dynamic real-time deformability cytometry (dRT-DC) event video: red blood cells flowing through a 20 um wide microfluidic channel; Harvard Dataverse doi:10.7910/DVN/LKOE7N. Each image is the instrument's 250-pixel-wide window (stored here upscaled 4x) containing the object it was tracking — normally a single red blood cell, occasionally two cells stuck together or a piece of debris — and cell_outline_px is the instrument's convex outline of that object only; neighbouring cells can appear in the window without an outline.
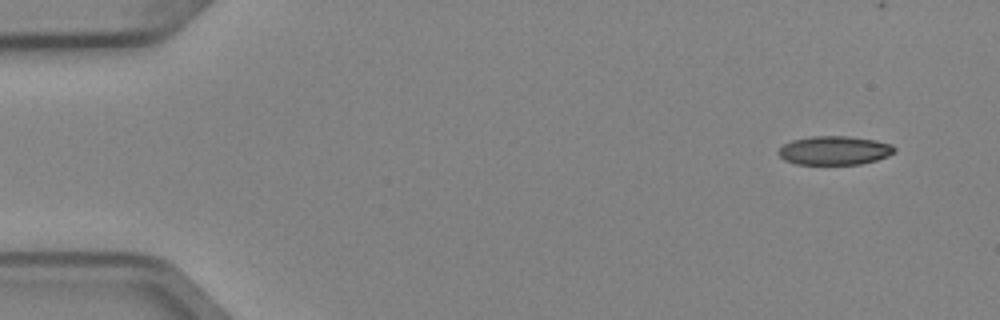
{"species": "Egyptian fruit bat (a non-hibernating species)", "species_latin": "Rousettus aegyptiacus", "temperature_condition": "cold", "stored_images_in_passage": 4, "camera_frame_rate_fps": 3000, "um_per_image_px": 0.085, "animal": {"sex": "female"}, "frame": {"image": 1, "passage_image": 1, "time_ms": 0.0, "image_size_px": [1000, 320], "cell_outline_px": [[896, 152], [888, 156], [876, 160], [860, 164], [796, 164], [784, 160], [776, 152], [784, 144], [792, 140], [812, 136], [848, 136], [876, 140], [892, 144], [896, 148]], "centroid_in_image_um": [70.94, 12.78], "position_along_channel_um": 14.1, "area_um2": 19.59}}
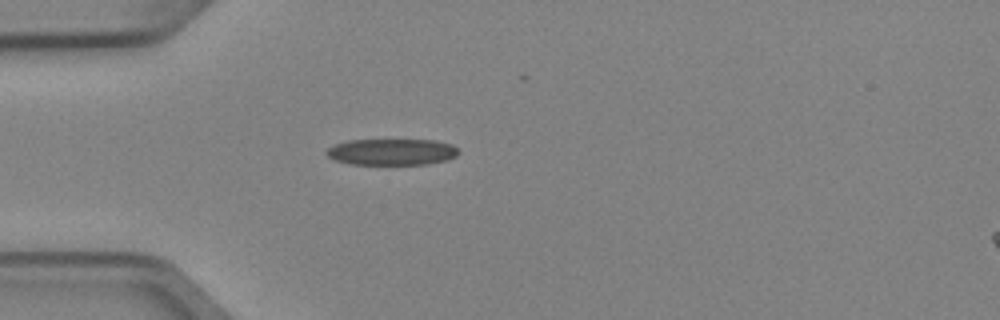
{"frame": {"image": 2, "passage_image": 4, "time_ms": 1.0, "image_size_px": [1000, 320], "cell_outline_px": [[460, 152], [456, 156], [448, 160], [428, 164], [352, 164], [336, 160], [328, 156], [324, 152], [328, 148], [336, 144], [348, 140], [436, 140], [452, 144]], "centroid_in_image_um": [33.34, 12.91], "position_along_channel_um": 51.7, "area_um2": 20.29}}